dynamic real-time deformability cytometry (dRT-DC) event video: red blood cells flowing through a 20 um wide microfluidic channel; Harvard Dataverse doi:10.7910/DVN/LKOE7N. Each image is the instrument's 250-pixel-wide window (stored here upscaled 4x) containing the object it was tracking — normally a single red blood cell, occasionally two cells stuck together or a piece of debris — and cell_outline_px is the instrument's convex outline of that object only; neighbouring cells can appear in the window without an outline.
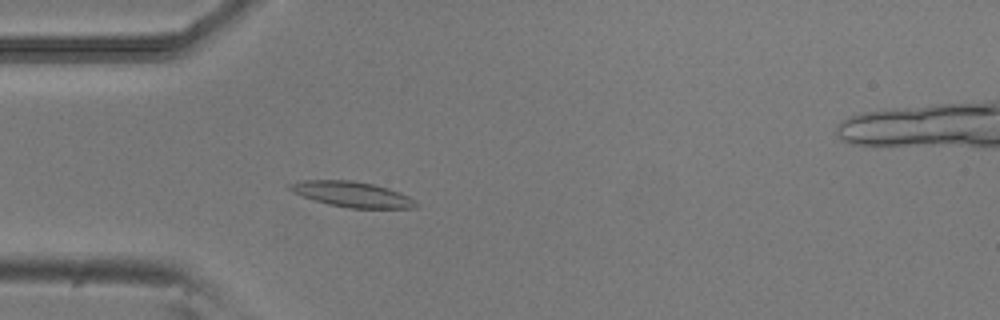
{"species": "common noctule bat (a hibernating species)", "species_latin": "Nyctalus noctula", "temperature_condition": "room temperature", "stored_images_in_passage": 45, "camera_frame_rate_fps": 3000, "um_per_image_px": 0.085, "animal": {"sex": "male", "body_mass_g": 20.5, "forearm_length_mm": 52.5}, "frame": {"image": 1, "passage_image": 14, "time_ms": 4.333, "image_size_px": [1000, 320], "cell_outline_px": [[420, 204], [416, 208], [348, 208], [328, 204], [292, 192], [284, 188], [288, 184], [300, 180], [352, 180], [372, 184], [388, 188], [400, 192], [408, 196]], "centroid_in_image_um": [29.91, 16.51], "position_along_channel_um": 55.1, "area_um2": 18.79}}
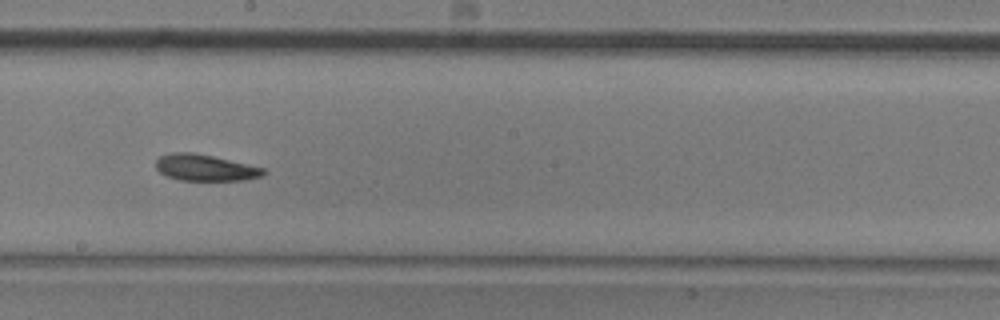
{"frame": {"image": 2, "passage_image": 28, "time_ms": 9.0, "image_size_px": [1000, 320], "cell_outline_px": [[268, 172], [260, 176], [244, 180], [180, 180], [168, 176], [160, 172], [156, 168], [156, 160], [160, 156], [172, 152], [192, 152], [212, 156], [264, 168]], "centroid_in_image_um": [17.43, 14.25], "position_along_channel_um": 230.8, "area_um2": 16.36}}
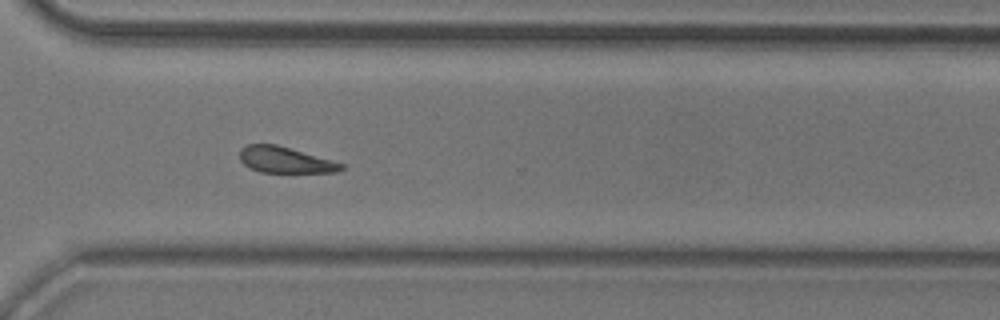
{"frame": {"image": 3, "passage_image": 37, "time_ms": 12.0, "image_size_px": [1000, 320], "cell_outline_px": [[344, 168], [336, 172], [260, 172], [248, 168], [240, 160], [240, 148], [248, 144], [276, 144], [332, 160], [344, 164]], "centroid_in_image_um": [24.2, 13.59], "position_along_channel_um": 346.4, "area_um2": 15.37}, "authors_computed_cell_mechanics": {"area_um2": 17.4556, "velocity_mm_per_s": 3.8649, "shape_relaxation_time_tau1_ms": 6.0738, "shape_relaxation_time_tau2_ms": null, "deformation_change_tau1": 0.1411, "deformation_change_tau2": null}}